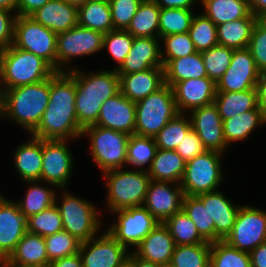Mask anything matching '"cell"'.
<instances>
[{
    "instance_id": "13",
    "label": "cell",
    "mask_w": 266,
    "mask_h": 267,
    "mask_svg": "<svg viewBox=\"0 0 266 267\" xmlns=\"http://www.w3.org/2000/svg\"><path fill=\"white\" fill-rule=\"evenodd\" d=\"M71 141L42 139L41 182L52 184L57 189H67L75 165V157L69 147Z\"/></svg>"
},
{
    "instance_id": "5",
    "label": "cell",
    "mask_w": 266,
    "mask_h": 267,
    "mask_svg": "<svg viewBox=\"0 0 266 267\" xmlns=\"http://www.w3.org/2000/svg\"><path fill=\"white\" fill-rule=\"evenodd\" d=\"M56 192L55 205L59 209L63 222V230L69 232L79 241L84 242L99 235L104 227L102 216L95 203L84 199L73 192H69L68 188L58 189ZM60 199V201H58ZM100 214V215H99ZM103 222V223H102Z\"/></svg>"
},
{
    "instance_id": "63",
    "label": "cell",
    "mask_w": 266,
    "mask_h": 267,
    "mask_svg": "<svg viewBox=\"0 0 266 267\" xmlns=\"http://www.w3.org/2000/svg\"><path fill=\"white\" fill-rule=\"evenodd\" d=\"M256 24L266 30V11L259 12L255 15Z\"/></svg>"
},
{
    "instance_id": "41",
    "label": "cell",
    "mask_w": 266,
    "mask_h": 267,
    "mask_svg": "<svg viewBox=\"0 0 266 267\" xmlns=\"http://www.w3.org/2000/svg\"><path fill=\"white\" fill-rule=\"evenodd\" d=\"M182 210L207 242H215L214 220L210 218L208 208L196 196H184Z\"/></svg>"
},
{
    "instance_id": "64",
    "label": "cell",
    "mask_w": 266,
    "mask_h": 267,
    "mask_svg": "<svg viewBox=\"0 0 266 267\" xmlns=\"http://www.w3.org/2000/svg\"><path fill=\"white\" fill-rule=\"evenodd\" d=\"M119 267H136L135 263L127 257L120 265Z\"/></svg>"
},
{
    "instance_id": "51",
    "label": "cell",
    "mask_w": 266,
    "mask_h": 267,
    "mask_svg": "<svg viewBox=\"0 0 266 267\" xmlns=\"http://www.w3.org/2000/svg\"><path fill=\"white\" fill-rule=\"evenodd\" d=\"M114 30H127L142 0H108Z\"/></svg>"
},
{
    "instance_id": "53",
    "label": "cell",
    "mask_w": 266,
    "mask_h": 267,
    "mask_svg": "<svg viewBox=\"0 0 266 267\" xmlns=\"http://www.w3.org/2000/svg\"><path fill=\"white\" fill-rule=\"evenodd\" d=\"M175 151L187 162L196 156L203 154L205 147L197 133L191 128L184 135L183 140L178 144Z\"/></svg>"
},
{
    "instance_id": "39",
    "label": "cell",
    "mask_w": 266,
    "mask_h": 267,
    "mask_svg": "<svg viewBox=\"0 0 266 267\" xmlns=\"http://www.w3.org/2000/svg\"><path fill=\"white\" fill-rule=\"evenodd\" d=\"M154 138L130 135L127 149V165L135 169L147 170L157 151Z\"/></svg>"
},
{
    "instance_id": "32",
    "label": "cell",
    "mask_w": 266,
    "mask_h": 267,
    "mask_svg": "<svg viewBox=\"0 0 266 267\" xmlns=\"http://www.w3.org/2000/svg\"><path fill=\"white\" fill-rule=\"evenodd\" d=\"M255 24L256 18L250 12L245 18L217 25L218 44L232 49L247 48Z\"/></svg>"
},
{
    "instance_id": "31",
    "label": "cell",
    "mask_w": 266,
    "mask_h": 267,
    "mask_svg": "<svg viewBox=\"0 0 266 267\" xmlns=\"http://www.w3.org/2000/svg\"><path fill=\"white\" fill-rule=\"evenodd\" d=\"M185 166L186 161L175 150L157 149L147 173L151 180L180 184Z\"/></svg>"
},
{
    "instance_id": "25",
    "label": "cell",
    "mask_w": 266,
    "mask_h": 267,
    "mask_svg": "<svg viewBox=\"0 0 266 267\" xmlns=\"http://www.w3.org/2000/svg\"><path fill=\"white\" fill-rule=\"evenodd\" d=\"M30 17L59 34L78 25V6L64 0H50Z\"/></svg>"
},
{
    "instance_id": "18",
    "label": "cell",
    "mask_w": 266,
    "mask_h": 267,
    "mask_svg": "<svg viewBox=\"0 0 266 267\" xmlns=\"http://www.w3.org/2000/svg\"><path fill=\"white\" fill-rule=\"evenodd\" d=\"M188 114H190L192 129L197 133L206 150L224 154L230 149L224 140L223 121L214 103L195 108Z\"/></svg>"
},
{
    "instance_id": "4",
    "label": "cell",
    "mask_w": 266,
    "mask_h": 267,
    "mask_svg": "<svg viewBox=\"0 0 266 267\" xmlns=\"http://www.w3.org/2000/svg\"><path fill=\"white\" fill-rule=\"evenodd\" d=\"M56 70L43 58L14 47L0 51V93L49 79Z\"/></svg>"
},
{
    "instance_id": "1",
    "label": "cell",
    "mask_w": 266,
    "mask_h": 267,
    "mask_svg": "<svg viewBox=\"0 0 266 267\" xmlns=\"http://www.w3.org/2000/svg\"><path fill=\"white\" fill-rule=\"evenodd\" d=\"M76 82L74 70L55 72L50 77L49 103L38 126L29 134L45 140H73L81 138L75 108Z\"/></svg>"
},
{
    "instance_id": "44",
    "label": "cell",
    "mask_w": 266,
    "mask_h": 267,
    "mask_svg": "<svg viewBox=\"0 0 266 267\" xmlns=\"http://www.w3.org/2000/svg\"><path fill=\"white\" fill-rule=\"evenodd\" d=\"M192 128L189 114L179 113L154 137L158 149L175 150L184 135Z\"/></svg>"
},
{
    "instance_id": "22",
    "label": "cell",
    "mask_w": 266,
    "mask_h": 267,
    "mask_svg": "<svg viewBox=\"0 0 266 267\" xmlns=\"http://www.w3.org/2000/svg\"><path fill=\"white\" fill-rule=\"evenodd\" d=\"M160 44V38L134 37L131 50L122 64L116 68L117 74H130L150 68H164Z\"/></svg>"
},
{
    "instance_id": "24",
    "label": "cell",
    "mask_w": 266,
    "mask_h": 267,
    "mask_svg": "<svg viewBox=\"0 0 266 267\" xmlns=\"http://www.w3.org/2000/svg\"><path fill=\"white\" fill-rule=\"evenodd\" d=\"M175 242L163 223H158L132 252L139 258L168 267L175 249Z\"/></svg>"
},
{
    "instance_id": "15",
    "label": "cell",
    "mask_w": 266,
    "mask_h": 267,
    "mask_svg": "<svg viewBox=\"0 0 266 267\" xmlns=\"http://www.w3.org/2000/svg\"><path fill=\"white\" fill-rule=\"evenodd\" d=\"M129 253L107 230L81 242L79 249L82 267H119Z\"/></svg>"
},
{
    "instance_id": "56",
    "label": "cell",
    "mask_w": 266,
    "mask_h": 267,
    "mask_svg": "<svg viewBox=\"0 0 266 267\" xmlns=\"http://www.w3.org/2000/svg\"><path fill=\"white\" fill-rule=\"evenodd\" d=\"M160 8L193 9L200 0H154Z\"/></svg>"
},
{
    "instance_id": "47",
    "label": "cell",
    "mask_w": 266,
    "mask_h": 267,
    "mask_svg": "<svg viewBox=\"0 0 266 267\" xmlns=\"http://www.w3.org/2000/svg\"><path fill=\"white\" fill-rule=\"evenodd\" d=\"M233 49L216 45L201 52L208 78L215 83L223 76L232 61Z\"/></svg>"
},
{
    "instance_id": "57",
    "label": "cell",
    "mask_w": 266,
    "mask_h": 267,
    "mask_svg": "<svg viewBox=\"0 0 266 267\" xmlns=\"http://www.w3.org/2000/svg\"><path fill=\"white\" fill-rule=\"evenodd\" d=\"M251 267H266V241L250 253Z\"/></svg>"
},
{
    "instance_id": "52",
    "label": "cell",
    "mask_w": 266,
    "mask_h": 267,
    "mask_svg": "<svg viewBox=\"0 0 266 267\" xmlns=\"http://www.w3.org/2000/svg\"><path fill=\"white\" fill-rule=\"evenodd\" d=\"M260 72L266 70V30L255 24L247 47Z\"/></svg>"
},
{
    "instance_id": "16",
    "label": "cell",
    "mask_w": 266,
    "mask_h": 267,
    "mask_svg": "<svg viewBox=\"0 0 266 267\" xmlns=\"http://www.w3.org/2000/svg\"><path fill=\"white\" fill-rule=\"evenodd\" d=\"M259 74L248 48L233 49L230 66L216 83V91L241 92L256 88Z\"/></svg>"
},
{
    "instance_id": "30",
    "label": "cell",
    "mask_w": 266,
    "mask_h": 267,
    "mask_svg": "<svg viewBox=\"0 0 266 267\" xmlns=\"http://www.w3.org/2000/svg\"><path fill=\"white\" fill-rule=\"evenodd\" d=\"M28 188L23 194V198L15 199L20 211L26 218L38 214L55 204L57 188L40 180L24 181ZM44 183V184H43ZM46 184V185H45Z\"/></svg>"
},
{
    "instance_id": "10",
    "label": "cell",
    "mask_w": 266,
    "mask_h": 267,
    "mask_svg": "<svg viewBox=\"0 0 266 267\" xmlns=\"http://www.w3.org/2000/svg\"><path fill=\"white\" fill-rule=\"evenodd\" d=\"M104 35L102 32L81 27L57 34V72L75 70L71 64L75 58L89 57L102 52Z\"/></svg>"
},
{
    "instance_id": "54",
    "label": "cell",
    "mask_w": 266,
    "mask_h": 267,
    "mask_svg": "<svg viewBox=\"0 0 266 267\" xmlns=\"http://www.w3.org/2000/svg\"><path fill=\"white\" fill-rule=\"evenodd\" d=\"M17 14L0 8V51L13 45Z\"/></svg>"
},
{
    "instance_id": "21",
    "label": "cell",
    "mask_w": 266,
    "mask_h": 267,
    "mask_svg": "<svg viewBox=\"0 0 266 267\" xmlns=\"http://www.w3.org/2000/svg\"><path fill=\"white\" fill-rule=\"evenodd\" d=\"M135 114V102L119 92L101 105L95 125L133 135L135 134Z\"/></svg>"
},
{
    "instance_id": "11",
    "label": "cell",
    "mask_w": 266,
    "mask_h": 267,
    "mask_svg": "<svg viewBox=\"0 0 266 267\" xmlns=\"http://www.w3.org/2000/svg\"><path fill=\"white\" fill-rule=\"evenodd\" d=\"M13 46L43 58L57 72V34L30 16L16 17Z\"/></svg>"
},
{
    "instance_id": "45",
    "label": "cell",
    "mask_w": 266,
    "mask_h": 267,
    "mask_svg": "<svg viewBox=\"0 0 266 267\" xmlns=\"http://www.w3.org/2000/svg\"><path fill=\"white\" fill-rule=\"evenodd\" d=\"M188 33L198 52L218 45L217 26L202 12L195 14Z\"/></svg>"
},
{
    "instance_id": "50",
    "label": "cell",
    "mask_w": 266,
    "mask_h": 267,
    "mask_svg": "<svg viewBox=\"0 0 266 267\" xmlns=\"http://www.w3.org/2000/svg\"><path fill=\"white\" fill-rule=\"evenodd\" d=\"M133 41L134 37L126 30H112L104 35L102 51H107L111 60L114 59L117 64L114 69L122 64L131 50Z\"/></svg>"
},
{
    "instance_id": "20",
    "label": "cell",
    "mask_w": 266,
    "mask_h": 267,
    "mask_svg": "<svg viewBox=\"0 0 266 267\" xmlns=\"http://www.w3.org/2000/svg\"><path fill=\"white\" fill-rule=\"evenodd\" d=\"M179 113L188 114L191 110L214 103L216 83L208 77L179 81L172 86Z\"/></svg>"
},
{
    "instance_id": "33",
    "label": "cell",
    "mask_w": 266,
    "mask_h": 267,
    "mask_svg": "<svg viewBox=\"0 0 266 267\" xmlns=\"http://www.w3.org/2000/svg\"><path fill=\"white\" fill-rule=\"evenodd\" d=\"M164 76L165 84L171 87L179 81L208 77L201 52L197 51L182 58L171 59L164 66Z\"/></svg>"
},
{
    "instance_id": "29",
    "label": "cell",
    "mask_w": 266,
    "mask_h": 267,
    "mask_svg": "<svg viewBox=\"0 0 266 267\" xmlns=\"http://www.w3.org/2000/svg\"><path fill=\"white\" fill-rule=\"evenodd\" d=\"M6 260L14 265L48 267L44 237L26 232Z\"/></svg>"
},
{
    "instance_id": "2",
    "label": "cell",
    "mask_w": 266,
    "mask_h": 267,
    "mask_svg": "<svg viewBox=\"0 0 266 267\" xmlns=\"http://www.w3.org/2000/svg\"><path fill=\"white\" fill-rule=\"evenodd\" d=\"M74 80L77 120L79 126L84 129L96 124L101 105L120 92V76L114 68L84 72L80 67H76Z\"/></svg>"
},
{
    "instance_id": "61",
    "label": "cell",
    "mask_w": 266,
    "mask_h": 267,
    "mask_svg": "<svg viewBox=\"0 0 266 267\" xmlns=\"http://www.w3.org/2000/svg\"><path fill=\"white\" fill-rule=\"evenodd\" d=\"M128 257L135 263L136 267H163L161 265L137 257L132 251H130Z\"/></svg>"
},
{
    "instance_id": "48",
    "label": "cell",
    "mask_w": 266,
    "mask_h": 267,
    "mask_svg": "<svg viewBox=\"0 0 266 267\" xmlns=\"http://www.w3.org/2000/svg\"><path fill=\"white\" fill-rule=\"evenodd\" d=\"M44 240L49 263L79 253L81 241L65 230L46 236Z\"/></svg>"
},
{
    "instance_id": "58",
    "label": "cell",
    "mask_w": 266,
    "mask_h": 267,
    "mask_svg": "<svg viewBox=\"0 0 266 267\" xmlns=\"http://www.w3.org/2000/svg\"><path fill=\"white\" fill-rule=\"evenodd\" d=\"M48 267H82V258L79 253L73 254L50 262Z\"/></svg>"
},
{
    "instance_id": "6",
    "label": "cell",
    "mask_w": 266,
    "mask_h": 267,
    "mask_svg": "<svg viewBox=\"0 0 266 267\" xmlns=\"http://www.w3.org/2000/svg\"><path fill=\"white\" fill-rule=\"evenodd\" d=\"M106 186L105 212L142 206L151 181L147 170L120 168L101 174ZM107 208V209H106Z\"/></svg>"
},
{
    "instance_id": "34",
    "label": "cell",
    "mask_w": 266,
    "mask_h": 267,
    "mask_svg": "<svg viewBox=\"0 0 266 267\" xmlns=\"http://www.w3.org/2000/svg\"><path fill=\"white\" fill-rule=\"evenodd\" d=\"M214 104L222 121L258 107L257 89L241 92H216Z\"/></svg>"
},
{
    "instance_id": "12",
    "label": "cell",
    "mask_w": 266,
    "mask_h": 267,
    "mask_svg": "<svg viewBox=\"0 0 266 267\" xmlns=\"http://www.w3.org/2000/svg\"><path fill=\"white\" fill-rule=\"evenodd\" d=\"M115 221L105 229L123 246L132 251L159 223L142 205L120 209L111 213ZM130 246V247H129Z\"/></svg>"
},
{
    "instance_id": "17",
    "label": "cell",
    "mask_w": 266,
    "mask_h": 267,
    "mask_svg": "<svg viewBox=\"0 0 266 267\" xmlns=\"http://www.w3.org/2000/svg\"><path fill=\"white\" fill-rule=\"evenodd\" d=\"M184 196L183 189L178 183L151 180L143 206L159 223H164L182 210Z\"/></svg>"
},
{
    "instance_id": "23",
    "label": "cell",
    "mask_w": 266,
    "mask_h": 267,
    "mask_svg": "<svg viewBox=\"0 0 266 267\" xmlns=\"http://www.w3.org/2000/svg\"><path fill=\"white\" fill-rule=\"evenodd\" d=\"M208 208L210 218L214 220L215 242L225 240L230 234L242 204L234 203L222 190L196 196Z\"/></svg>"
},
{
    "instance_id": "49",
    "label": "cell",
    "mask_w": 266,
    "mask_h": 267,
    "mask_svg": "<svg viewBox=\"0 0 266 267\" xmlns=\"http://www.w3.org/2000/svg\"><path fill=\"white\" fill-rule=\"evenodd\" d=\"M160 43L164 66L171 59L182 58L197 52L188 32L163 36L160 38Z\"/></svg>"
},
{
    "instance_id": "3",
    "label": "cell",
    "mask_w": 266,
    "mask_h": 267,
    "mask_svg": "<svg viewBox=\"0 0 266 267\" xmlns=\"http://www.w3.org/2000/svg\"><path fill=\"white\" fill-rule=\"evenodd\" d=\"M50 78L6 89L0 93L1 119L10 120L30 134L40 123L49 103Z\"/></svg>"
},
{
    "instance_id": "14",
    "label": "cell",
    "mask_w": 266,
    "mask_h": 267,
    "mask_svg": "<svg viewBox=\"0 0 266 267\" xmlns=\"http://www.w3.org/2000/svg\"><path fill=\"white\" fill-rule=\"evenodd\" d=\"M238 250L251 252L266 241V209L243 204L238 210L234 226L225 238Z\"/></svg>"
},
{
    "instance_id": "38",
    "label": "cell",
    "mask_w": 266,
    "mask_h": 267,
    "mask_svg": "<svg viewBox=\"0 0 266 267\" xmlns=\"http://www.w3.org/2000/svg\"><path fill=\"white\" fill-rule=\"evenodd\" d=\"M169 230L176 245L208 243L198 232L193 221L181 210L163 223Z\"/></svg>"
},
{
    "instance_id": "19",
    "label": "cell",
    "mask_w": 266,
    "mask_h": 267,
    "mask_svg": "<svg viewBox=\"0 0 266 267\" xmlns=\"http://www.w3.org/2000/svg\"><path fill=\"white\" fill-rule=\"evenodd\" d=\"M0 193V261L7 259L27 232V218L17 203Z\"/></svg>"
},
{
    "instance_id": "62",
    "label": "cell",
    "mask_w": 266,
    "mask_h": 267,
    "mask_svg": "<svg viewBox=\"0 0 266 267\" xmlns=\"http://www.w3.org/2000/svg\"><path fill=\"white\" fill-rule=\"evenodd\" d=\"M18 0H0V8L17 14Z\"/></svg>"
},
{
    "instance_id": "46",
    "label": "cell",
    "mask_w": 266,
    "mask_h": 267,
    "mask_svg": "<svg viewBox=\"0 0 266 267\" xmlns=\"http://www.w3.org/2000/svg\"><path fill=\"white\" fill-rule=\"evenodd\" d=\"M62 230L63 222L55 204L27 218V232L29 233L46 237Z\"/></svg>"
},
{
    "instance_id": "37",
    "label": "cell",
    "mask_w": 266,
    "mask_h": 267,
    "mask_svg": "<svg viewBox=\"0 0 266 267\" xmlns=\"http://www.w3.org/2000/svg\"><path fill=\"white\" fill-rule=\"evenodd\" d=\"M160 10L154 0H142L126 31L133 37L159 38Z\"/></svg>"
},
{
    "instance_id": "65",
    "label": "cell",
    "mask_w": 266,
    "mask_h": 267,
    "mask_svg": "<svg viewBox=\"0 0 266 267\" xmlns=\"http://www.w3.org/2000/svg\"><path fill=\"white\" fill-rule=\"evenodd\" d=\"M0 267H32L10 264L6 259L0 261Z\"/></svg>"
},
{
    "instance_id": "60",
    "label": "cell",
    "mask_w": 266,
    "mask_h": 267,
    "mask_svg": "<svg viewBox=\"0 0 266 267\" xmlns=\"http://www.w3.org/2000/svg\"><path fill=\"white\" fill-rule=\"evenodd\" d=\"M250 12L255 16L259 12L266 11V0H248Z\"/></svg>"
},
{
    "instance_id": "28",
    "label": "cell",
    "mask_w": 266,
    "mask_h": 267,
    "mask_svg": "<svg viewBox=\"0 0 266 267\" xmlns=\"http://www.w3.org/2000/svg\"><path fill=\"white\" fill-rule=\"evenodd\" d=\"M263 125L266 127V115L258 106L256 109L223 120L224 140L230 148L233 143L249 139V136Z\"/></svg>"
},
{
    "instance_id": "26",
    "label": "cell",
    "mask_w": 266,
    "mask_h": 267,
    "mask_svg": "<svg viewBox=\"0 0 266 267\" xmlns=\"http://www.w3.org/2000/svg\"><path fill=\"white\" fill-rule=\"evenodd\" d=\"M118 75L120 92L135 103L165 85L164 68H150L141 72Z\"/></svg>"
},
{
    "instance_id": "66",
    "label": "cell",
    "mask_w": 266,
    "mask_h": 267,
    "mask_svg": "<svg viewBox=\"0 0 266 267\" xmlns=\"http://www.w3.org/2000/svg\"><path fill=\"white\" fill-rule=\"evenodd\" d=\"M64 1H66V2H68L70 4H74L76 6H79V5H82V4L86 3L89 0H64Z\"/></svg>"
},
{
    "instance_id": "40",
    "label": "cell",
    "mask_w": 266,
    "mask_h": 267,
    "mask_svg": "<svg viewBox=\"0 0 266 267\" xmlns=\"http://www.w3.org/2000/svg\"><path fill=\"white\" fill-rule=\"evenodd\" d=\"M211 243L176 245L170 267H208L210 265Z\"/></svg>"
},
{
    "instance_id": "59",
    "label": "cell",
    "mask_w": 266,
    "mask_h": 267,
    "mask_svg": "<svg viewBox=\"0 0 266 267\" xmlns=\"http://www.w3.org/2000/svg\"><path fill=\"white\" fill-rule=\"evenodd\" d=\"M256 89L258 97V106L263 110L266 115V70L260 72Z\"/></svg>"
},
{
    "instance_id": "42",
    "label": "cell",
    "mask_w": 266,
    "mask_h": 267,
    "mask_svg": "<svg viewBox=\"0 0 266 267\" xmlns=\"http://www.w3.org/2000/svg\"><path fill=\"white\" fill-rule=\"evenodd\" d=\"M196 13L194 9L161 8L159 38L188 32Z\"/></svg>"
},
{
    "instance_id": "8",
    "label": "cell",
    "mask_w": 266,
    "mask_h": 267,
    "mask_svg": "<svg viewBox=\"0 0 266 267\" xmlns=\"http://www.w3.org/2000/svg\"><path fill=\"white\" fill-rule=\"evenodd\" d=\"M135 106V134L143 137L154 138L170 120L179 114L172 87L167 84L136 102Z\"/></svg>"
},
{
    "instance_id": "55",
    "label": "cell",
    "mask_w": 266,
    "mask_h": 267,
    "mask_svg": "<svg viewBox=\"0 0 266 267\" xmlns=\"http://www.w3.org/2000/svg\"><path fill=\"white\" fill-rule=\"evenodd\" d=\"M50 0H18L17 16H30Z\"/></svg>"
},
{
    "instance_id": "36",
    "label": "cell",
    "mask_w": 266,
    "mask_h": 267,
    "mask_svg": "<svg viewBox=\"0 0 266 267\" xmlns=\"http://www.w3.org/2000/svg\"><path fill=\"white\" fill-rule=\"evenodd\" d=\"M78 25L106 34L112 30L111 10L108 0H89L78 6Z\"/></svg>"
},
{
    "instance_id": "35",
    "label": "cell",
    "mask_w": 266,
    "mask_h": 267,
    "mask_svg": "<svg viewBox=\"0 0 266 267\" xmlns=\"http://www.w3.org/2000/svg\"><path fill=\"white\" fill-rule=\"evenodd\" d=\"M202 13L216 26L245 18L249 13L248 0H200Z\"/></svg>"
},
{
    "instance_id": "27",
    "label": "cell",
    "mask_w": 266,
    "mask_h": 267,
    "mask_svg": "<svg viewBox=\"0 0 266 267\" xmlns=\"http://www.w3.org/2000/svg\"><path fill=\"white\" fill-rule=\"evenodd\" d=\"M28 137L13 150L14 168L22 182L40 180L42 170V139Z\"/></svg>"
},
{
    "instance_id": "9",
    "label": "cell",
    "mask_w": 266,
    "mask_h": 267,
    "mask_svg": "<svg viewBox=\"0 0 266 267\" xmlns=\"http://www.w3.org/2000/svg\"><path fill=\"white\" fill-rule=\"evenodd\" d=\"M224 155L207 150L186 162L180 182L185 196H198L219 190L221 183L225 181L222 169Z\"/></svg>"
},
{
    "instance_id": "43",
    "label": "cell",
    "mask_w": 266,
    "mask_h": 267,
    "mask_svg": "<svg viewBox=\"0 0 266 267\" xmlns=\"http://www.w3.org/2000/svg\"><path fill=\"white\" fill-rule=\"evenodd\" d=\"M210 266L212 267H251L249 252L241 251L224 240L211 243Z\"/></svg>"
},
{
    "instance_id": "7",
    "label": "cell",
    "mask_w": 266,
    "mask_h": 267,
    "mask_svg": "<svg viewBox=\"0 0 266 267\" xmlns=\"http://www.w3.org/2000/svg\"><path fill=\"white\" fill-rule=\"evenodd\" d=\"M89 141V151L94 164L101 173L126 168L130 135L98 125L85 127L82 137Z\"/></svg>"
}]
</instances>
